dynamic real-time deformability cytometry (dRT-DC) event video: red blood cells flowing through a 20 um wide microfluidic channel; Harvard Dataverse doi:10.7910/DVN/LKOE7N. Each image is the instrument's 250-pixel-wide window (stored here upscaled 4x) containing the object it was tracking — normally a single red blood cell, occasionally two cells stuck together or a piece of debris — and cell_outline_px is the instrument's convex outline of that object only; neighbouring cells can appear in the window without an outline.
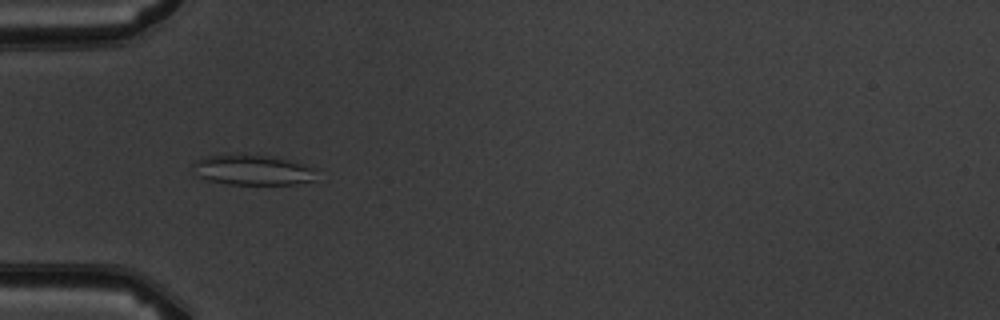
{"species": "common noctule bat (a hibernating species)", "species_latin": "Nyctalus noctula", "temperature_condition": "warm", "stored_images_in_passage": 5, "camera_frame_rate_fps": 3000, "um_per_image_px": 0.085, "animal": {"sex": "male", "body_mass_g": 19.5, "forearm_length_mm": 54.6}, "frame": {"image": 1, "passage_image": 4, "time_ms": 4.333, "image_size_px": [1000, 320], "cell_outline_px": [[320, 168], [312, 180], [296, 184], [228, 184], [208, 180], [200, 176], [192, 164], [196, 160], [208, 156], [276, 156]], "centroid_in_image_um": [21.6, 14.46], "position_along_channel_um": 63.4, "area_um2": 21.39}}
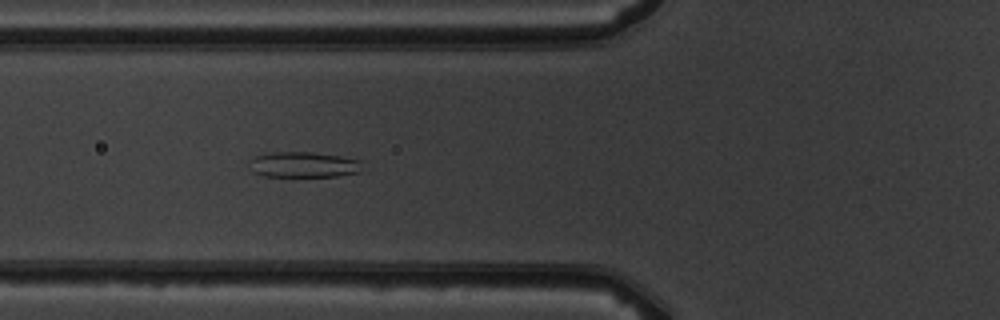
{"frame": {"image": 2, "passage_image": 5, "time_ms": 5.333, "image_size_px": [1000, 320], "cell_outline_px": [[360, 172], [336, 176], [296, 180], [264, 176], [252, 172], [248, 160], [256, 156], [268, 152], [312, 152], [340, 156], [360, 160]], "centroid_in_image_um": [25.73, 14.05], "position_along_channel_um": 100.1, "area_um2": 17.86}}